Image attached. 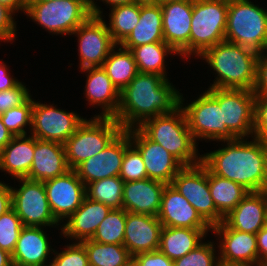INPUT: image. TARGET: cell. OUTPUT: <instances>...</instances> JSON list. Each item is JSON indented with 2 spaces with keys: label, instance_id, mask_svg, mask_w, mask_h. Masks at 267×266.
Instances as JSON below:
<instances>
[{
  "label": "cell",
  "instance_id": "6da1fadb",
  "mask_svg": "<svg viewBox=\"0 0 267 266\" xmlns=\"http://www.w3.org/2000/svg\"><path fill=\"white\" fill-rule=\"evenodd\" d=\"M180 95L168 78L139 72L120 92L114 119L124 130L138 128L148 119L173 112L180 106Z\"/></svg>",
  "mask_w": 267,
  "mask_h": 266
},
{
  "label": "cell",
  "instance_id": "836d02e7",
  "mask_svg": "<svg viewBox=\"0 0 267 266\" xmlns=\"http://www.w3.org/2000/svg\"><path fill=\"white\" fill-rule=\"evenodd\" d=\"M108 30L113 41L119 45L132 32L140 19V4L132 3L110 8Z\"/></svg>",
  "mask_w": 267,
  "mask_h": 266
},
{
  "label": "cell",
  "instance_id": "ba28073f",
  "mask_svg": "<svg viewBox=\"0 0 267 266\" xmlns=\"http://www.w3.org/2000/svg\"><path fill=\"white\" fill-rule=\"evenodd\" d=\"M25 13L49 33L71 35L92 14L89 0L27 1Z\"/></svg>",
  "mask_w": 267,
  "mask_h": 266
},
{
  "label": "cell",
  "instance_id": "cb8c5ba5",
  "mask_svg": "<svg viewBox=\"0 0 267 266\" xmlns=\"http://www.w3.org/2000/svg\"><path fill=\"white\" fill-rule=\"evenodd\" d=\"M111 210L107 205L85 197L81 206L68 218L67 223L61 226V235L74 239V242L91 239Z\"/></svg>",
  "mask_w": 267,
  "mask_h": 266
},
{
  "label": "cell",
  "instance_id": "4fadbf2b",
  "mask_svg": "<svg viewBox=\"0 0 267 266\" xmlns=\"http://www.w3.org/2000/svg\"><path fill=\"white\" fill-rule=\"evenodd\" d=\"M85 120L75 112L56 108L53 104H43L33 99L30 135L38 140L65 144Z\"/></svg>",
  "mask_w": 267,
  "mask_h": 266
},
{
  "label": "cell",
  "instance_id": "b9f144b4",
  "mask_svg": "<svg viewBox=\"0 0 267 266\" xmlns=\"http://www.w3.org/2000/svg\"><path fill=\"white\" fill-rule=\"evenodd\" d=\"M65 250L60 253L55 252L52 260L54 266H89L88 255L84 245L81 242L65 245Z\"/></svg>",
  "mask_w": 267,
  "mask_h": 266
},
{
  "label": "cell",
  "instance_id": "c3c4849f",
  "mask_svg": "<svg viewBox=\"0 0 267 266\" xmlns=\"http://www.w3.org/2000/svg\"><path fill=\"white\" fill-rule=\"evenodd\" d=\"M259 266L267 262V225L256 233Z\"/></svg>",
  "mask_w": 267,
  "mask_h": 266
},
{
  "label": "cell",
  "instance_id": "d590c367",
  "mask_svg": "<svg viewBox=\"0 0 267 266\" xmlns=\"http://www.w3.org/2000/svg\"><path fill=\"white\" fill-rule=\"evenodd\" d=\"M123 184L119 177H108L86 185V197L111 209H123Z\"/></svg>",
  "mask_w": 267,
  "mask_h": 266
},
{
  "label": "cell",
  "instance_id": "d6986e66",
  "mask_svg": "<svg viewBox=\"0 0 267 266\" xmlns=\"http://www.w3.org/2000/svg\"><path fill=\"white\" fill-rule=\"evenodd\" d=\"M164 41L181 58L189 57L193 0L161 3ZM183 56V57H182Z\"/></svg>",
  "mask_w": 267,
  "mask_h": 266
},
{
  "label": "cell",
  "instance_id": "f5cc1de1",
  "mask_svg": "<svg viewBox=\"0 0 267 266\" xmlns=\"http://www.w3.org/2000/svg\"><path fill=\"white\" fill-rule=\"evenodd\" d=\"M0 4L10 9L13 13L20 10L25 14L27 0H0Z\"/></svg>",
  "mask_w": 267,
  "mask_h": 266
},
{
  "label": "cell",
  "instance_id": "94428289",
  "mask_svg": "<svg viewBox=\"0 0 267 266\" xmlns=\"http://www.w3.org/2000/svg\"><path fill=\"white\" fill-rule=\"evenodd\" d=\"M27 1H53V0H27Z\"/></svg>",
  "mask_w": 267,
  "mask_h": 266
},
{
  "label": "cell",
  "instance_id": "9f6ffc18",
  "mask_svg": "<svg viewBox=\"0 0 267 266\" xmlns=\"http://www.w3.org/2000/svg\"><path fill=\"white\" fill-rule=\"evenodd\" d=\"M122 266H139L138 262L131 256Z\"/></svg>",
  "mask_w": 267,
  "mask_h": 266
},
{
  "label": "cell",
  "instance_id": "60d3db41",
  "mask_svg": "<svg viewBox=\"0 0 267 266\" xmlns=\"http://www.w3.org/2000/svg\"><path fill=\"white\" fill-rule=\"evenodd\" d=\"M119 177L124 182L148 178L143 158L132 144L125 150Z\"/></svg>",
  "mask_w": 267,
  "mask_h": 266
},
{
  "label": "cell",
  "instance_id": "277c9868",
  "mask_svg": "<svg viewBox=\"0 0 267 266\" xmlns=\"http://www.w3.org/2000/svg\"><path fill=\"white\" fill-rule=\"evenodd\" d=\"M150 140L160 144L183 166L202 162L197 143L191 131L185 112L180 105L171 113H164L146 120L138 127Z\"/></svg>",
  "mask_w": 267,
  "mask_h": 266
},
{
  "label": "cell",
  "instance_id": "f907efd6",
  "mask_svg": "<svg viewBox=\"0 0 267 266\" xmlns=\"http://www.w3.org/2000/svg\"><path fill=\"white\" fill-rule=\"evenodd\" d=\"M20 81L9 74L6 64L0 62V91L15 87Z\"/></svg>",
  "mask_w": 267,
  "mask_h": 266
},
{
  "label": "cell",
  "instance_id": "bcb514c9",
  "mask_svg": "<svg viewBox=\"0 0 267 266\" xmlns=\"http://www.w3.org/2000/svg\"><path fill=\"white\" fill-rule=\"evenodd\" d=\"M139 266H174L173 260L168 258L159 249L151 252H142L132 256Z\"/></svg>",
  "mask_w": 267,
  "mask_h": 266
},
{
  "label": "cell",
  "instance_id": "4316f807",
  "mask_svg": "<svg viewBox=\"0 0 267 266\" xmlns=\"http://www.w3.org/2000/svg\"><path fill=\"white\" fill-rule=\"evenodd\" d=\"M231 228L241 232L256 234L267 225L266 206L263 194L250 192L224 218Z\"/></svg>",
  "mask_w": 267,
  "mask_h": 266
},
{
  "label": "cell",
  "instance_id": "f6af8a7d",
  "mask_svg": "<svg viewBox=\"0 0 267 266\" xmlns=\"http://www.w3.org/2000/svg\"><path fill=\"white\" fill-rule=\"evenodd\" d=\"M15 15L10 9L0 4V42H11L16 38V21Z\"/></svg>",
  "mask_w": 267,
  "mask_h": 266
},
{
  "label": "cell",
  "instance_id": "4dcf8cb0",
  "mask_svg": "<svg viewBox=\"0 0 267 266\" xmlns=\"http://www.w3.org/2000/svg\"><path fill=\"white\" fill-rule=\"evenodd\" d=\"M208 183L214 205L224 218L250 193L241 184L214 175L209 169Z\"/></svg>",
  "mask_w": 267,
  "mask_h": 266
},
{
  "label": "cell",
  "instance_id": "ffe728a7",
  "mask_svg": "<svg viewBox=\"0 0 267 266\" xmlns=\"http://www.w3.org/2000/svg\"><path fill=\"white\" fill-rule=\"evenodd\" d=\"M158 219L165 227L212 229L172 184L163 189Z\"/></svg>",
  "mask_w": 267,
  "mask_h": 266
},
{
  "label": "cell",
  "instance_id": "11a10c76",
  "mask_svg": "<svg viewBox=\"0 0 267 266\" xmlns=\"http://www.w3.org/2000/svg\"><path fill=\"white\" fill-rule=\"evenodd\" d=\"M0 266H13L11 254L0 249Z\"/></svg>",
  "mask_w": 267,
  "mask_h": 266
},
{
  "label": "cell",
  "instance_id": "d6a6232c",
  "mask_svg": "<svg viewBox=\"0 0 267 266\" xmlns=\"http://www.w3.org/2000/svg\"><path fill=\"white\" fill-rule=\"evenodd\" d=\"M138 72L157 74L167 78L165 58L167 54H177L166 42L149 43L132 50Z\"/></svg>",
  "mask_w": 267,
  "mask_h": 266
},
{
  "label": "cell",
  "instance_id": "7a4b0ae2",
  "mask_svg": "<svg viewBox=\"0 0 267 266\" xmlns=\"http://www.w3.org/2000/svg\"><path fill=\"white\" fill-rule=\"evenodd\" d=\"M224 140L227 145L202 154V163L219 177L244 186L250 192L267 187V144L252 137Z\"/></svg>",
  "mask_w": 267,
  "mask_h": 266
},
{
  "label": "cell",
  "instance_id": "8992f818",
  "mask_svg": "<svg viewBox=\"0 0 267 266\" xmlns=\"http://www.w3.org/2000/svg\"><path fill=\"white\" fill-rule=\"evenodd\" d=\"M124 129L112 117L85 119L65 142L66 160L70 169L105 149Z\"/></svg>",
  "mask_w": 267,
  "mask_h": 266
},
{
  "label": "cell",
  "instance_id": "5b68a950",
  "mask_svg": "<svg viewBox=\"0 0 267 266\" xmlns=\"http://www.w3.org/2000/svg\"><path fill=\"white\" fill-rule=\"evenodd\" d=\"M225 41L267 53V10L249 0H228Z\"/></svg>",
  "mask_w": 267,
  "mask_h": 266
},
{
  "label": "cell",
  "instance_id": "83f0119b",
  "mask_svg": "<svg viewBox=\"0 0 267 266\" xmlns=\"http://www.w3.org/2000/svg\"><path fill=\"white\" fill-rule=\"evenodd\" d=\"M14 136L0 152V170L13 178H27L34 157V136Z\"/></svg>",
  "mask_w": 267,
  "mask_h": 266
},
{
  "label": "cell",
  "instance_id": "3957f363",
  "mask_svg": "<svg viewBox=\"0 0 267 266\" xmlns=\"http://www.w3.org/2000/svg\"><path fill=\"white\" fill-rule=\"evenodd\" d=\"M199 57L218 74L209 88L253 90L258 54L239 44L222 41Z\"/></svg>",
  "mask_w": 267,
  "mask_h": 266
},
{
  "label": "cell",
  "instance_id": "ee69618b",
  "mask_svg": "<svg viewBox=\"0 0 267 266\" xmlns=\"http://www.w3.org/2000/svg\"><path fill=\"white\" fill-rule=\"evenodd\" d=\"M253 137L267 144V95L255 96Z\"/></svg>",
  "mask_w": 267,
  "mask_h": 266
},
{
  "label": "cell",
  "instance_id": "9a60e30c",
  "mask_svg": "<svg viewBox=\"0 0 267 266\" xmlns=\"http://www.w3.org/2000/svg\"><path fill=\"white\" fill-rule=\"evenodd\" d=\"M219 241L220 266H259L256 234L231 229L224 221L212 227Z\"/></svg>",
  "mask_w": 267,
  "mask_h": 266
},
{
  "label": "cell",
  "instance_id": "e0dca14e",
  "mask_svg": "<svg viewBox=\"0 0 267 266\" xmlns=\"http://www.w3.org/2000/svg\"><path fill=\"white\" fill-rule=\"evenodd\" d=\"M43 184L52 214L58 223L68 219L86 197V186L73 169Z\"/></svg>",
  "mask_w": 267,
  "mask_h": 266
},
{
  "label": "cell",
  "instance_id": "30bf717a",
  "mask_svg": "<svg viewBox=\"0 0 267 266\" xmlns=\"http://www.w3.org/2000/svg\"><path fill=\"white\" fill-rule=\"evenodd\" d=\"M183 102L181 93L180 105L185 112L189 130L196 142L198 139L219 142L236 139L223 123L219 102L208 91L203 92L195 101L185 107Z\"/></svg>",
  "mask_w": 267,
  "mask_h": 266
},
{
  "label": "cell",
  "instance_id": "7c38bea8",
  "mask_svg": "<svg viewBox=\"0 0 267 266\" xmlns=\"http://www.w3.org/2000/svg\"><path fill=\"white\" fill-rule=\"evenodd\" d=\"M17 180L21 185L19 189L11 187L12 208L21 219L23 226L46 228V226L61 225L52 214L43 182L27 178Z\"/></svg>",
  "mask_w": 267,
  "mask_h": 266
},
{
  "label": "cell",
  "instance_id": "9c48e42d",
  "mask_svg": "<svg viewBox=\"0 0 267 266\" xmlns=\"http://www.w3.org/2000/svg\"><path fill=\"white\" fill-rule=\"evenodd\" d=\"M171 184L211 228L224 221V217L217 211L211 197L208 168L202 162L184 166L173 178Z\"/></svg>",
  "mask_w": 267,
  "mask_h": 266
},
{
  "label": "cell",
  "instance_id": "91938a15",
  "mask_svg": "<svg viewBox=\"0 0 267 266\" xmlns=\"http://www.w3.org/2000/svg\"><path fill=\"white\" fill-rule=\"evenodd\" d=\"M174 1H181V0H158V4L168 3V2H174Z\"/></svg>",
  "mask_w": 267,
  "mask_h": 266
},
{
  "label": "cell",
  "instance_id": "5bb4252c",
  "mask_svg": "<svg viewBox=\"0 0 267 266\" xmlns=\"http://www.w3.org/2000/svg\"><path fill=\"white\" fill-rule=\"evenodd\" d=\"M71 35L78 37L80 70L101 67L111 50L117 45L102 17L91 15Z\"/></svg>",
  "mask_w": 267,
  "mask_h": 266
},
{
  "label": "cell",
  "instance_id": "6f0895ef",
  "mask_svg": "<svg viewBox=\"0 0 267 266\" xmlns=\"http://www.w3.org/2000/svg\"><path fill=\"white\" fill-rule=\"evenodd\" d=\"M136 3L141 5L158 4V0H136Z\"/></svg>",
  "mask_w": 267,
  "mask_h": 266
},
{
  "label": "cell",
  "instance_id": "680465c9",
  "mask_svg": "<svg viewBox=\"0 0 267 266\" xmlns=\"http://www.w3.org/2000/svg\"><path fill=\"white\" fill-rule=\"evenodd\" d=\"M260 192L263 194V197L265 199L266 216H267V187L264 190L260 191Z\"/></svg>",
  "mask_w": 267,
  "mask_h": 266
},
{
  "label": "cell",
  "instance_id": "e575fe53",
  "mask_svg": "<svg viewBox=\"0 0 267 266\" xmlns=\"http://www.w3.org/2000/svg\"><path fill=\"white\" fill-rule=\"evenodd\" d=\"M89 266H122L130 257L127 248L118 244H101L91 239L81 241Z\"/></svg>",
  "mask_w": 267,
  "mask_h": 266
},
{
  "label": "cell",
  "instance_id": "7402d4cb",
  "mask_svg": "<svg viewBox=\"0 0 267 266\" xmlns=\"http://www.w3.org/2000/svg\"><path fill=\"white\" fill-rule=\"evenodd\" d=\"M165 183L149 178L123 184V209L135 214L158 216Z\"/></svg>",
  "mask_w": 267,
  "mask_h": 266
},
{
  "label": "cell",
  "instance_id": "74e56055",
  "mask_svg": "<svg viewBox=\"0 0 267 266\" xmlns=\"http://www.w3.org/2000/svg\"><path fill=\"white\" fill-rule=\"evenodd\" d=\"M32 108L33 99L30 98L25 104L13 107L0 115L3 124L13 136L27 135L25 129L27 125L31 129Z\"/></svg>",
  "mask_w": 267,
  "mask_h": 266
},
{
  "label": "cell",
  "instance_id": "be15d7a7",
  "mask_svg": "<svg viewBox=\"0 0 267 266\" xmlns=\"http://www.w3.org/2000/svg\"><path fill=\"white\" fill-rule=\"evenodd\" d=\"M261 266H267V262H265L264 264H262Z\"/></svg>",
  "mask_w": 267,
  "mask_h": 266
},
{
  "label": "cell",
  "instance_id": "f1b7e54d",
  "mask_svg": "<svg viewBox=\"0 0 267 266\" xmlns=\"http://www.w3.org/2000/svg\"><path fill=\"white\" fill-rule=\"evenodd\" d=\"M156 42H165L161 5L140 4L139 22L120 45L125 49L132 50L134 47Z\"/></svg>",
  "mask_w": 267,
  "mask_h": 266
},
{
  "label": "cell",
  "instance_id": "7bdbcfd3",
  "mask_svg": "<svg viewBox=\"0 0 267 266\" xmlns=\"http://www.w3.org/2000/svg\"><path fill=\"white\" fill-rule=\"evenodd\" d=\"M29 92L22 82L13 88L0 91V115L13 107L25 104L31 98Z\"/></svg>",
  "mask_w": 267,
  "mask_h": 266
},
{
  "label": "cell",
  "instance_id": "ac0fdd59",
  "mask_svg": "<svg viewBox=\"0 0 267 266\" xmlns=\"http://www.w3.org/2000/svg\"><path fill=\"white\" fill-rule=\"evenodd\" d=\"M129 136L131 144L143 158L147 177L171 184L184 166L160 144L150 140L139 128L129 129Z\"/></svg>",
  "mask_w": 267,
  "mask_h": 266
},
{
  "label": "cell",
  "instance_id": "52a82bcc",
  "mask_svg": "<svg viewBox=\"0 0 267 266\" xmlns=\"http://www.w3.org/2000/svg\"><path fill=\"white\" fill-rule=\"evenodd\" d=\"M228 0H193L189 57L225 41Z\"/></svg>",
  "mask_w": 267,
  "mask_h": 266
},
{
  "label": "cell",
  "instance_id": "ab89813d",
  "mask_svg": "<svg viewBox=\"0 0 267 266\" xmlns=\"http://www.w3.org/2000/svg\"><path fill=\"white\" fill-rule=\"evenodd\" d=\"M214 245L211 241L200 244L196 249L174 260V266H220Z\"/></svg>",
  "mask_w": 267,
  "mask_h": 266
},
{
  "label": "cell",
  "instance_id": "44dd1931",
  "mask_svg": "<svg viewBox=\"0 0 267 266\" xmlns=\"http://www.w3.org/2000/svg\"><path fill=\"white\" fill-rule=\"evenodd\" d=\"M162 228L157 216L127 212L123 245L131 256L158 250Z\"/></svg>",
  "mask_w": 267,
  "mask_h": 266
},
{
  "label": "cell",
  "instance_id": "f35d334b",
  "mask_svg": "<svg viewBox=\"0 0 267 266\" xmlns=\"http://www.w3.org/2000/svg\"><path fill=\"white\" fill-rule=\"evenodd\" d=\"M23 227L21 219L11 208L0 216V249L12 255Z\"/></svg>",
  "mask_w": 267,
  "mask_h": 266
},
{
  "label": "cell",
  "instance_id": "681fc988",
  "mask_svg": "<svg viewBox=\"0 0 267 266\" xmlns=\"http://www.w3.org/2000/svg\"><path fill=\"white\" fill-rule=\"evenodd\" d=\"M12 208L11 186L0 181V216Z\"/></svg>",
  "mask_w": 267,
  "mask_h": 266
},
{
  "label": "cell",
  "instance_id": "816d5d0a",
  "mask_svg": "<svg viewBox=\"0 0 267 266\" xmlns=\"http://www.w3.org/2000/svg\"><path fill=\"white\" fill-rule=\"evenodd\" d=\"M102 1L103 2L105 1L104 3H106L107 5L109 4L111 8L119 5H128L136 2V0H102ZM89 8L93 16L102 17L103 13L101 11V8L96 4L95 0H89Z\"/></svg>",
  "mask_w": 267,
  "mask_h": 266
},
{
  "label": "cell",
  "instance_id": "484cf974",
  "mask_svg": "<svg viewBox=\"0 0 267 266\" xmlns=\"http://www.w3.org/2000/svg\"><path fill=\"white\" fill-rule=\"evenodd\" d=\"M82 72H87V80L85 86L86 101L89 105L101 106L102 111L94 117H112L117 114L120 103V92L113 85L102 67H93L82 69Z\"/></svg>",
  "mask_w": 267,
  "mask_h": 266
},
{
  "label": "cell",
  "instance_id": "d4e9b609",
  "mask_svg": "<svg viewBox=\"0 0 267 266\" xmlns=\"http://www.w3.org/2000/svg\"><path fill=\"white\" fill-rule=\"evenodd\" d=\"M44 227L23 226L14 252L11 255L13 266H43L53 248Z\"/></svg>",
  "mask_w": 267,
  "mask_h": 266
},
{
  "label": "cell",
  "instance_id": "6125c7cd",
  "mask_svg": "<svg viewBox=\"0 0 267 266\" xmlns=\"http://www.w3.org/2000/svg\"><path fill=\"white\" fill-rule=\"evenodd\" d=\"M50 264H45V265H43V266H54L53 264H52V262H49Z\"/></svg>",
  "mask_w": 267,
  "mask_h": 266
},
{
  "label": "cell",
  "instance_id": "f546056e",
  "mask_svg": "<svg viewBox=\"0 0 267 266\" xmlns=\"http://www.w3.org/2000/svg\"><path fill=\"white\" fill-rule=\"evenodd\" d=\"M210 230L163 226L159 250L174 261L202 244Z\"/></svg>",
  "mask_w": 267,
  "mask_h": 266
},
{
  "label": "cell",
  "instance_id": "8d00e7d4",
  "mask_svg": "<svg viewBox=\"0 0 267 266\" xmlns=\"http://www.w3.org/2000/svg\"><path fill=\"white\" fill-rule=\"evenodd\" d=\"M126 215L124 209H112L98 226L91 240L101 244L123 245Z\"/></svg>",
  "mask_w": 267,
  "mask_h": 266
},
{
  "label": "cell",
  "instance_id": "2e32d148",
  "mask_svg": "<svg viewBox=\"0 0 267 266\" xmlns=\"http://www.w3.org/2000/svg\"><path fill=\"white\" fill-rule=\"evenodd\" d=\"M130 145L129 130H123L105 149L79 164L74 171L85 186L101 179L119 176L125 150Z\"/></svg>",
  "mask_w": 267,
  "mask_h": 266
},
{
  "label": "cell",
  "instance_id": "8fae6325",
  "mask_svg": "<svg viewBox=\"0 0 267 266\" xmlns=\"http://www.w3.org/2000/svg\"><path fill=\"white\" fill-rule=\"evenodd\" d=\"M207 91L219 102L229 132L235 138H252L256 96L253 90L208 88Z\"/></svg>",
  "mask_w": 267,
  "mask_h": 266
},
{
  "label": "cell",
  "instance_id": "db71d44e",
  "mask_svg": "<svg viewBox=\"0 0 267 266\" xmlns=\"http://www.w3.org/2000/svg\"><path fill=\"white\" fill-rule=\"evenodd\" d=\"M14 136L3 124L0 117V152L11 141Z\"/></svg>",
  "mask_w": 267,
  "mask_h": 266
},
{
  "label": "cell",
  "instance_id": "7dc6e473",
  "mask_svg": "<svg viewBox=\"0 0 267 266\" xmlns=\"http://www.w3.org/2000/svg\"><path fill=\"white\" fill-rule=\"evenodd\" d=\"M255 95H267V54L259 55L256 65Z\"/></svg>",
  "mask_w": 267,
  "mask_h": 266
},
{
  "label": "cell",
  "instance_id": "1f68e13d",
  "mask_svg": "<svg viewBox=\"0 0 267 266\" xmlns=\"http://www.w3.org/2000/svg\"><path fill=\"white\" fill-rule=\"evenodd\" d=\"M116 47L117 51H115ZM113 85L121 92L139 73L131 50L116 45L101 66Z\"/></svg>",
  "mask_w": 267,
  "mask_h": 266
},
{
  "label": "cell",
  "instance_id": "603a6c76",
  "mask_svg": "<svg viewBox=\"0 0 267 266\" xmlns=\"http://www.w3.org/2000/svg\"><path fill=\"white\" fill-rule=\"evenodd\" d=\"M69 170L63 144L34 137V157L27 179L45 182Z\"/></svg>",
  "mask_w": 267,
  "mask_h": 266
}]
</instances>
